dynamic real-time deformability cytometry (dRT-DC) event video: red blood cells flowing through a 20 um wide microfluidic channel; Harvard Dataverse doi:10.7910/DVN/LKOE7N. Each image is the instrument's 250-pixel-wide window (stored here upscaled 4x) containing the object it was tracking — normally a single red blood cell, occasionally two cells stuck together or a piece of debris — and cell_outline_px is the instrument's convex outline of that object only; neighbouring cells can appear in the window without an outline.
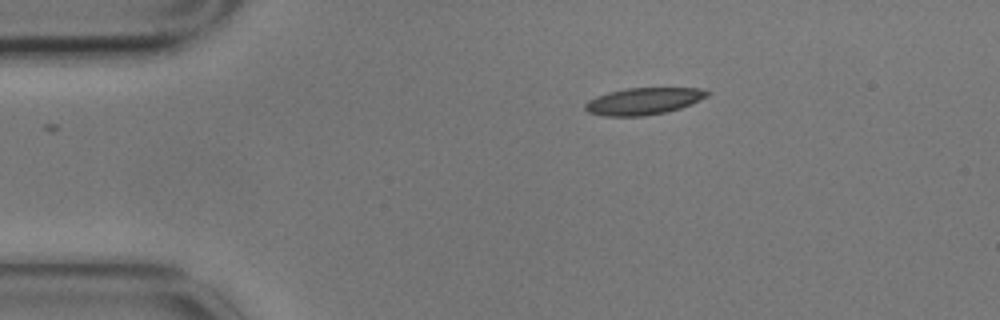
{"species": "common noctule bat (a hibernating species)", "species_latin": "Nyctalus noctula", "temperature_condition": "cold", "stored_images_in_passage": 4, "camera_frame_rate_fps": 3000, "um_per_image_px": 0.085, "animal": {"sex": "male", "body_mass_g": 17.9}, "frame": {"image": 1, "passage_image": 1, "time_ms": 0.0, "image_size_px": [1000, 320], "cell_outline_px": [[712, 92], [708, 96], [680, 108], [668, 112], [644, 116], [604, 116], [588, 112], [584, 108], [584, 104], [588, 100], [608, 92], [628, 88], [700, 88]], "centroid_in_image_um": [54.7, 8.6], "position_along_channel_um": 30.3, "area_um2": 19.13}}
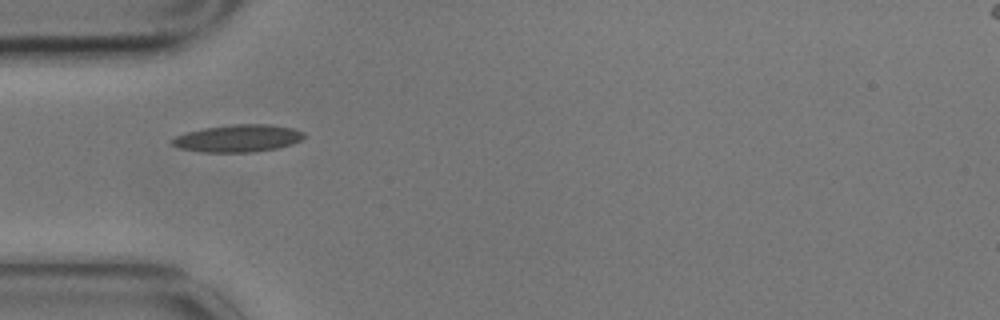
{"frame": {"image": 2, "passage_image": 3, "time_ms": 0.667, "image_size_px": [1000, 320], "cell_outline_px": [[304, 136], [300, 140], [292, 144], [280, 148], [252, 152], [200, 152], [180, 148], [172, 144], [172, 140], [176, 136], [188, 132], [204, 128], [232, 124], [268, 124], [292, 128], [304, 132]], "centroid_in_image_um": [20.25, 11.76], "position_along_channel_um": 64.7, "area_um2": 20.92}}